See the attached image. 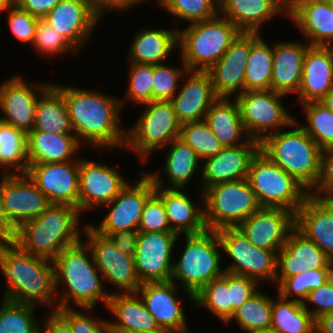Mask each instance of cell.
<instances>
[{
    "label": "cell",
    "instance_id": "obj_1",
    "mask_svg": "<svg viewBox=\"0 0 333 333\" xmlns=\"http://www.w3.org/2000/svg\"><path fill=\"white\" fill-rule=\"evenodd\" d=\"M56 85L63 91L74 134L82 146L106 151L125 148L126 128L120 121L126 100L105 95L97 89Z\"/></svg>",
    "mask_w": 333,
    "mask_h": 333
},
{
    "label": "cell",
    "instance_id": "obj_2",
    "mask_svg": "<svg viewBox=\"0 0 333 333\" xmlns=\"http://www.w3.org/2000/svg\"><path fill=\"white\" fill-rule=\"evenodd\" d=\"M0 272L6 281L2 299L57 310L53 261L25 252L13 241L0 242Z\"/></svg>",
    "mask_w": 333,
    "mask_h": 333
},
{
    "label": "cell",
    "instance_id": "obj_3",
    "mask_svg": "<svg viewBox=\"0 0 333 333\" xmlns=\"http://www.w3.org/2000/svg\"><path fill=\"white\" fill-rule=\"evenodd\" d=\"M53 264L58 308L95 309L99 302L107 306L114 291L105 290L102 274L83 239L62 250Z\"/></svg>",
    "mask_w": 333,
    "mask_h": 333
},
{
    "label": "cell",
    "instance_id": "obj_4",
    "mask_svg": "<svg viewBox=\"0 0 333 333\" xmlns=\"http://www.w3.org/2000/svg\"><path fill=\"white\" fill-rule=\"evenodd\" d=\"M80 216L74 206L51 204L40 216L22 223L13 242L25 252L53 261L62 250L82 239Z\"/></svg>",
    "mask_w": 333,
    "mask_h": 333
},
{
    "label": "cell",
    "instance_id": "obj_5",
    "mask_svg": "<svg viewBox=\"0 0 333 333\" xmlns=\"http://www.w3.org/2000/svg\"><path fill=\"white\" fill-rule=\"evenodd\" d=\"M295 120L289 128L266 136L260 150L309 192L319 180L322 149Z\"/></svg>",
    "mask_w": 333,
    "mask_h": 333
},
{
    "label": "cell",
    "instance_id": "obj_6",
    "mask_svg": "<svg viewBox=\"0 0 333 333\" xmlns=\"http://www.w3.org/2000/svg\"><path fill=\"white\" fill-rule=\"evenodd\" d=\"M185 247L180 259L173 262L171 280L180 286L183 295L194 305V295L225 272L221 265L225 255L216 231L185 235ZM223 254V255H222Z\"/></svg>",
    "mask_w": 333,
    "mask_h": 333
},
{
    "label": "cell",
    "instance_id": "obj_7",
    "mask_svg": "<svg viewBox=\"0 0 333 333\" xmlns=\"http://www.w3.org/2000/svg\"><path fill=\"white\" fill-rule=\"evenodd\" d=\"M241 31L227 18L217 15L178 28V49L188 71H207L228 50Z\"/></svg>",
    "mask_w": 333,
    "mask_h": 333
},
{
    "label": "cell",
    "instance_id": "obj_8",
    "mask_svg": "<svg viewBox=\"0 0 333 333\" xmlns=\"http://www.w3.org/2000/svg\"><path fill=\"white\" fill-rule=\"evenodd\" d=\"M247 180L261 208H281L294 214L309 191L261 150L252 159Z\"/></svg>",
    "mask_w": 333,
    "mask_h": 333
},
{
    "label": "cell",
    "instance_id": "obj_9",
    "mask_svg": "<svg viewBox=\"0 0 333 333\" xmlns=\"http://www.w3.org/2000/svg\"><path fill=\"white\" fill-rule=\"evenodd\" d=\"M142 105L143 111L134 126L126 128L125 148L135 152L139 161L146 164L153 151H161L179 138L181 123L171 101H152Z\"/></svg>",
    "mask_w": 333,
    "mask_h": 333
},
{
    "label": "cell",
    "instance_id": "obj_10",
    "mask_svg": "<svg viewBox=\"0 0 333 333\" xmlns=\"http://www.w3.org/2000/svg\"><path fill=\"white\" fill-rule=\"evenodd\" d=\"M203 196L207 230L238 227L261 208L247 178L208 187Z\"/></svg>",
    "mask_w": 333,
    "mask_h": 333
},
{
    "label": "cell",
    "instance_id": "obj_11",
    "mask_svg": "<svg viewBox=\"0 0 333 333\" xmlns=\"http://www.w3.org/2000/svg\"><path fill=\"white\" fill-rule=\"evenodd\" d=\"M284 96L272 90H260L245 91L234 98L248 137L261 142L266 136L289 128L295 117L284 106Z\"/></svg>",
    "mask_w": 333,
    "mask_h": 333
},
{
    "label": "cell",
    "instance_id": "obj_12",
    "mask_svg": "<svg viewBox=\"0 0 333 333\" xmlns=\"http://www.w3.org/2000/svg\"><path fill=\"white\" fill-rule=\"evenodd\" d=\"M222 253L231 259L225 272L247 276L259 284L265 281L275 283L277 274V254L254 246L238 228H224L216 231Z\"/></svg>",
    "mask_w": 333,
    "mask_h": 333
},
{
    "label": "cell",
    "instance_id": "obj_13",
    "mask_svg": "<svg viewBox=\"0 0 333 333\" xmlns=\"http://www.w3.org/2000/svg\"><path fill=\"white\" fill-rule=\"evenodd\" d=\"M82 234L92 251L104 284L112 285L119 294L136 293L141 283L136 273L134 257L120 252L108 236L95 231L89 223L83 226Z\"/></svg>",
    "mask_w": 333,
    "mask_h": 333
},
{
    "label": "cell",
    "instance_id": "obj_14",
    "mask_svg": "<svg viewBox=\"0 0 333 333\" xmlns=\"http://www.w3.org/2000/svg\"><path fill=\"white\" fill-rule=\"evenodd\" d=\"M139 181L129 182L125 188L108 204L103 219L91 227L98 233L108 236L117 231L137 230L142 210L147 199L155 192L153 180L140 170Z\"/></svg>",
    "mask_w": 333,
    "mask_h": 333
},
{
    "label": "cell",
    "instance_id": "obj_15",
    "mask_svg": "<svg viewBox=\"0 0 333 333\" xmlns=\"http://www.w3.org/2000/svg\"><path fill=\"white\" fill-rule=\"evenodd\" d=\"M79 159L78 211L101 209L129 183L118 168L95 160ZM111 166V167H110Z\"/></svg>",
    "mask_w": 333,
    "mask_h": 333
},
{
    "label": "cell",
    "instance_id": "obj_16",
    "mask_svg": "<svg viewBox=\"0 0 333 333\" xmlns=\"http://www.w3.org/2000/svg\"><path fill=\"white\" fill-rule=\"evenodd\" d=\"M179 239L174 232H139L134 261L141 284L171 280L172 254Z\"/></svg>",
    "mask_w": 333,
    "mask_h": 333
},
{
    "label": "cell",
    "instance_id": "obj_17",
    "mask_svg": "<svg viewBox=\"0 0 333 333\" xmlns=\"http://www.w3.org/2000/svg\"><path fill=\"white\" fill-rule=\"evenodd\" d=\"M0 180L3 212L15 229L51 205L27 174H1Z\"/></svg>",
    "mask_w": 333,
    "mask_h": 333
},
{
    "label": "cell",
    "instance_id": "obj_18",
    "mask_svg": "<svg viewBox=\"0 0 333 333\" xmlns=\"http://www.w3.org/2000/svg\"><path fill=\"white\" fill-rule=\"evenodd\" d=\"M102 17L90 0H60L44 19L80 53Z\"/></svg>",
    "mask_w": 333,
    "mask_h": 333
},
{
    "label": "cell",
    "instance_id": "obj_19",
    "mask_svg": "<svg viewBox=\"0 0 333 333\" xmlns=\"http://www.w3.org/2000/svg\"><path fill=\"white\" fill-rule=\"evenodd\" d=\"M25 80L16 74L0 83V120L27 134L34 127L38 97L51 83L31 85Z\"/></svg>",
    "mask_w": 333,
    "mask_h": 333
},
{
    "label": "cell",
    "instance_id": "obj_20",
    "mask_svg": "<svg viewBox=\"0 0 333 333\" xmlns=\"http://www.w3.org/2000/svg\"><path fill=\"white\" fill-rule=\"evenodd\" d=\"M26 174L51 204H67L78 209L79 160L29 164Z\"/></svg>",
    "mask_w": 333,
    "mask_h": 333
},
{
    "label": "cell",
    "instance_id": "obj_21",
    "mask_svg": "<svg viewBox=\"0 0 333 333\" xmlns=\"http://www.w3.org/2000/svg\"><path fill=\"white\" fill-rule=\"evenodd\" d=\"M250 50L251 33L241 32L223 56L206 71L218 98H235L244 92L245 69Z\"/></svg>",
    "mask_w": 333,
    "mask_h": 333
},
{
    "label": "cell",
    "instance_id": "obj_22",
    "mask_svg": "<svg viewBox=\"0 0 333 333\" xmlns=\"http://www.w3.org/2000/svg\"><path fill=\"white\" fill-rule=\"evenodd\" d=\"M238 228L254 246L279 252L295 228V214L281 208H260Z\"/></svg>",
    "mask_w": 333,
    "mask_h": 333
},
{
    "label": "cell",
    "instance_id": "obj_23",
    "mask_svg": "<svg viewBox=\"0 0 333 333\" xmlns=\"http://www.w3.org/2000/svg\"><path fill=\"white\" fill-rule=\"evenodd\" d=\"M259 150L260 142L250 138L245 144L223 148L215 156L205 159L199 191L219 183L247 178L252 159Z\"/></svg>",
    "mask_w": 333,
    "mask_h": 333
},
{
    "label": "cell",
    "instance_id": "obj_24",
    "mask_svg": "<svg viewBox=\"0 0 333 333\" xmlns=\"http://www.w3.org/2000/svg\"><path fill=\"white\" fill-rule=\"evenodd\" d=\"M180 289L172 280L146 282L140 285L136 293L159 327L189 330L182 300L179 299Z\"/></svg>",
    "mask_w": 333,
    "mask_h": 333
},
{
    "label": "cell",
    "instance_id": "obj_25",
    "mask_svg": "<svg viewBox=\"0 0 333 333\" xmlns=\"http://www.w3.org/2000/svg\"><path fill=\"white\" fill-rule=\"evenodd\" d=\"M287 17L308 39L304 42L333 46V8L326 0H288Z\"/></svg>",
    "mask_w": 333,
    "mask_h": 333
},
{
    "label": "cell",
    "instance_id": "obj_26",
    "mask_svg": "<svg viewBox=\"0 0 333 333\" xmlns=\"http://www.w3.org/2000/svg\"><path fill=\"white\" fill-rule=\"evenodd\" d=\"M186 80L170 100L178 121L183 124L204 120L212 104L218 99L211 78L206 71H187Z\"/></svg>",
    "mask_w": 333,
    "mask_h": 333
},
{
    "label": "cell",
    "instance_id": "obj_27",
    "mask_svg": "<svg viewBox=\"0 0 333 333\" xmlns=\"http://www.w3.org/2000/svg\"><path fill=\"white\" fill-rule=\"evenodd\" d=\"M328 259L312 240L294 228L277 254V274L273 285L277 284L278 287L288 277L325 268Z\"/></svg>",
    "mask_w": 333,
    "mask_h": 333
},
{
    "label": "cell",
    "instance_id": "obj_28",
    "mask_svg": "<svg viewBox=\"0 0 333 333\" xmlns=\"http://www.w3.org/2000/svg\"><path fill=\"white\" fill-rule=\"evenodd\" d=\"M333 89V46H309L303 59L299 103L320 102Z\"/></svg>",
    "mask_w": 333,
    "mask_h": 333
},
{
    "label": "cell",
    "instance_id": "obj_29",
    "mask_svg": "<svg viewBox=\"0 0 333 333\" xmlns=\"http://www.w3.org/2000/svg\"><path fill=\"white\" fill-rule=\"evenodd\" d=\"M295 228L333 259V200L309 194L295 213Z\"/></svg>",
    "mask_w": 333,
    "mask_h": 333
},
{
    "label": "cell",
    "instance_id": "obj_30",
    "mask_svg": "<svg viewBox=\"0 0 333 333\" xmlns=\"http://www.w3.org/2000/svg\"><path fill=\"white\" fill-rule=\"evenodd\" d=\"M184 191L186 192L185 189L180 188L155 187V193L163 200L172 232L178 236L202 233L207 230L203 192H200L199 204H194L189 194Z\"/></svg>",
    "mask_w": 333,
    "mask_h": 333
},
{
    "label": "cell",
    "instance_id": "obj_31",
    "mask_svg": "<svg viewBox=\"0 0 333 333\" xmlns=\"http://www.w3.org/2000/svg\"><path fill=\"white\" fill-rule=\"evenodd\" d=\"M219 15L231 21L241 32L261 33L265 22L287 17L288 0H218ZM263 24V25H262Z\"/></svg>",
    "mask_w": 333,
    "mask_h": 333
},
{
    "label": "cell",
    "instance_id": "obj_32",
    "mask_svg": "<svg viewBox=\"0 0 333 333\" xmlns=\"http://www.w3.org/2000/svg\"><path fill=\"white\" fill-rule=\"evenodd\" d=\"M309 46L299 40L273 43L272 91L297 94L302 81L303 59Z\"/></svg>",
    "mask_w": 333,
    "mask_h": 333
},
{
    "label": "cell",
    "instance_id": "obj_33",
    "mask_svg": "<svg viewBox=\"0 0 333 333\" xmlns=\"http://www.w3.org/2000/svg\"><path fill=\"white\" fill-rule=\"evenodd\" d=\"M165 148L169 150L164 159L163 170H154V172H146V174L153 180L155 187L186 189L197 170L202 173L201 159L189 145L179 138L173 140L168 148ZM164 177H167L170 185H166Z\"/></svg>",
    "mask_w": 333,
    "mask_h": 333
},
{
    "label": "cell",
    "instance_id": "obj_34",
    "mask_svg": "<svg viewBox=\"0 0 333 333\" xmlns=\"http://www.w3.org/2000/svg\"><path fill=\"white\" fill-rule=\"evenodd\" d=\"M178 28L145 27L135 33L129 46L128 63L162 64L178 49Z\"/></svg>",
    "mask_w": 333,
    "mask_h": 333
},
{
    "label": "cell",
    "instance_id": "obj_35",
    "mask_svg": "<svg viewBox=\"0 0 333 333\" xmlns=\"http://www.w3.org/2000/svg\"><path fill=\"white\" fill-rule=\"evenodd\" d=\"M106 308L114 317V321L108 320L112 333H142L159 327L137 293L115 292Z\"/></svg>",
    "mask_w": 333,
    "mask_h": 333
},
{
    "label": "cell",
    "instance_id": "obj_36",
    "mask_svg": "<svg viewBox=\"0 0 333 333\" xmlns=\"http://www.w3.org/2000/svg\"><path fill=\"white\" fill-rule=\"evenodd\" d=\"M26 144L29 164L79 160L77 155L83 147L75 134H56L38 130L27 133Z\"/></svg>",
    "mask_w": 333,
    "mask_h": 333
},
{
    "label": "cell",
    "instance_id": "obj_37",
    "mask_svg": "<svg viewBox=\"0 0 333 333\" xmlns=\"http://www.w3.org/2000/svg\"><path fill=\"white\" fill-rule=\"evenodd\" d=\"M231 99L218 98L204 118L224 148L245 144L250 139L243 126L237 101Z\"/></svg>",
    "mask_w": 333,
    "mask_h": 333
},
{
    "label": "cell",
    "instance_id": "obj_38",
    "mask_svg": "<svg viewBox=\"0 0 333 333\" xmlns=\"http://www.w3.org/2000/svg\"><path fill=\"white\" fill-rule=\"evenodd\" d=\"M33 130L56 133L74 134L70 117L64 102L63 91L51 84L39 95Z\"/></svg>",
    "mask_w": 333,
    "mask_h": 333
},
{
    "label": "cell",
    "instance_id": "obj_39",
    "mask_svg": "<svg viewBox=\"0 0 333 333\" xmlns=\"http://www.w3.org/2000/svg\"><path fill=\"white\" fill-rule=\"evenodd\" d=\"M261 33H251V50L246 63L244 92L271 90L273 44Z\"/></svg>",
    "mask_w": 333,
    "mask_h": 333
},
{
    "label": "cell",
    "instance_id": "obj_40",
    "mask_svg": "<svg viewBox=\"0 0 333 333\" xmlns=\"http://www.w3.org/2000/svg\"><path fill=\"white\" fill-rule=\"evenodd\" d=\"M316 319L303 303L285 299L279 293L272 298L271 327L279 333H315Z\"/></svg>",
    "mask_w": 333,
    "mask_h": 333
},
{
    "label": "cell",
    "instance_id": "obj_41",
    "mask_svg": "<svg viewBox=\"0 0 333 333\" xmlns=\"http://www.w3.org/2000/svg\"><path fill=\"white\" fill-rule=\"evenodd\" d=\"M27 134L0 120V173L26 174Z\"/></svg>",
    "mask_w": 333,
    "mask_h": 333
},
{
    "label": "cell",
    "instance_id": "obj_42",
    "mask_svg": "<svg viewBox=\"0 0 333 333\" xmlns=\"http://www.w3.org/2000/svg\"><path fill=\"white\" fill-rule=\"evenodd\" d=\"M236 321L237 326L245 333L271 327L272 297L261 290L246 300L235 312L228 325Z\"/></svg>",
    "mask_w": 333,
    "mask_h": 333
},
{
    "label": "cell",
    "instance_id": "obj_43",
    "mask_svg": "<svg viewBox=\"0 0 333 333\" xmlns=\"http://www.w3.org/2000/svg\"><path fill=\"white\" fill-rule=\"evenodd\" d=\"M193 306L208 309L225 325L231 318L229 273L224 272L196 293Z\"/></svg>",
    "mask_w": 333,
    "mask_h": 333
},
{
    "label": "cell",
    "instance_id": "obj_44",
    "mask_svg": "<svg viewBox=\"0 0 333 333\" xmlns=\"http://www.w3.org/2000/svg\"><path fill=\"white\" fill-rule=\"evenodd\" d=\"M1 300L0 333H40L41 322L35 314L36 306Z\"/></svg>",
    "mask_w": 333,
    "mask_h": 333
},
{
    "label": "cell",
    "instance_id": "obj_45",
    "mask_svg": "<svg viewBox=\"0 0 333 333\" xmlns=\"http://www.w3.org/2000/svg\"><path fill=\"white\" fill-rule=\"evenodd\" d=\"M307 123L299 126L323 150L333 145V112L321 102L302 104Z\"/></svg>",
    "mask_w": 333,
    "mask_h": 333
},
{
    "label": "cell",
    "instance_id": "obj_46",
    "mask_svg": "<svg viewBox=\"0 0 333 333\" xmlns=\"http://www.w3.org/2000/svg\"><path fill=\"white\" fill-rule=\"evenodd\" d=\"M179 139L189 145L202 162L224 148L205 120L181 124Z\"/></svg>",
    "mask_w": 333,
    "mask_h": 333
},
{
    "label": "cell",
    "instance_id": "obj_47",
    "mask_svg": "<svg viewBox=\"0 0 333 333\" xmlns=\"http://www.w3.org/2000/svg\"><path fill=\"white\" fill-rule=\"evenodd\" d=\"M159 6L177 18L174 24L176 20L189 24L209 20L219 14L218 0H162Z\"/></svg>",
    "mask_w": 333,
    "mask_h": 333
},
{
    "label": "cell",
    "instance_id": "obj_48",
    "mask_svg": "<svg viewBox=\"0 0 333 333\" xmlns=\"http://www.w3.org/2000/svg\"><path fill=\"white\" fill-rule=\"evenodd\" d=\"M326 282V269L308 270L298 275L286 278L277 288L283 298L303 303L310 291ZM293 297V298H292Z\"/></svg>",
    "mask_w": 333,
    "mask_h": 333
},
{
    "label": "cell",
    "instance_id": "obj_49",
    "mask_svg": "<svg viewBox=\"0 0 333 333\" xmlns=\"http://www.w3.org/2000/svg\"><path fill=\"white\" fill-rule=\"evenodd\" d=\"M128 74V85L125 89V99L132 104H142L153 101V65L130 63Z\"/></svg>",
    "mask_w": 333,
    "mask_h": 333
},
{
    "label": "cell",
    "instance_id": "obj_50",
    "mask_svg": "<svg viewBox=\"0 0 333 333\" xmlns=\"http://www.w3.org/2000/svg\"><path fill=\"white\" fill-rule=\"evenodd\" d=\"M181 63L180 68L166 62L153 65V101H170L174 97L188 71L183 61Z\"/></svg>",
    "mask_w": 333,
    "mask_h": 333
},
{
    "label": "cell",
    "instance_id": "obj_51",
    "mask_svg": "<svg viewBox=\"0 0 333 333\" xmlns=\"http://www.w3.org/2000/svg\"><path fill=\"white\" fill-rule=\"evenodd\" d=\"M32 46L39 54L45 55L44 57L62 55L67 52H71L76 57L78 55V51L44 18L38 20Z\"/></svg>",
    "mask_w": 333,
    "mask_h": 333
},
{
    "label": "cell",
    "instance_id": "obj_52",
    "mask_svg": "<svg viewBox=\"0 0 333 333\" xmlns=\"http://www.w3.org/2000/svg\"><path fill=\"white\" fill-rule=\"evenodd\" d=\"M94 310L91 308H57L56 312L70 325L73 333H112L108 320L94 315L92 312Z\"/></svg>",
    "mask_w": 333,
    "mask_h": 333
},
{
    "label": "cell",
    "instance_id": "obj_53",
    "mask_svg": "<svg viewBox=\"0 0 333 333\" xmlns=\"http://www.w3.org/2000/svg\"><path fill=\"white\" fill-rule=\"evenodd\" d=\"M137 230L139 232H172L163 200L155 192L144 204Z\"/></svg>",
    "mask_w": 333,
    "mask_h": 333
},
{
    "label": "cell",
    "instance_id": "obj_54",
    "mask_svg": "<svg viewBox=\"0 0 333 333\" xmlns=\"http://www.w3.org/2000/svg\"><path fill=\"white\" fill-rule=\"evenodd\" d=\"M8 26L12 35L21 43L32 45L39 18L13 4L7 10Z\"/></svg>",
    "mask_w": 333,
    "mask_h": 333
},
{
    "label": "cell",
    "instance_id": "obj_55",
    "mask_svg": "<svg viewBox=\"0 0 333 333\" xmlns=\"http://www.w3.org/2000/svg\"><path fill=\"white\" fill-rule=\"evenodd\" d=\"M259 283L247 276L229 273V296L231 317L234 312L255 293L259 291Z\"/></svg>",
    "mask_w": 333,
    "mask_h": 333
},
{
    "label": "cell",
    "instance_id": "obj_56",
    "mask_svg": "<svg viewBox=\"0 0 333 333\" xmlns=\"http://www.w3.org/2000/svg\"><path fill=\"white\" fill-rule=\"evenodd\" d=\"M309 194L317 198L333 200V145L322 150L319 180Z\"/></svg>",
    "mask_w": 333,
    "mask_h": 333
},
{
    "label": "cell",
    "instance_id": "obj_57",
    "mask_svg": "<svg viewBox=\"0 0 333 333\" xmlns=\"http://www.w3.org/2000/svg\"><path fill=\"white\" fill-rule=\"evenodd\" d=\"M313 306V309L308 305ZM304 308L317 319L321 315L333 311V287L326 281L319 288L309 292L303 302Z\"/></svg>",
    "mask_w": 333,
    "mask_h": 333
},
{
    "label": "cell",
    "instance_id": "obj_58",
    "mask_svg": "<svg viewBox=\"0 0 333 333\" xmlns=\"http://www.w3.org/2000/svg\"><path fill=\"white\" fill-rule=\"evenodd\" d=\"M138 230L117 231L108 235L113 244L123 254L135 257Z\"/></svg>",
    "mask_w": 333,
    "mask_h": 333
},
{
    "label": "cell",
    "instance_id": "obj_59",
    "mask_svg": "<svg viewBox=\"0 0 333 333\" xmlns=\"http://www.w3.org/2000/svg\"><path fill=\"white\" fill-rule=\"evenodd\" d=\"M59 2L60 0H14L19 8L38 18H44Z\"/></svg>",
    "mask_w": 333,
    "mask_h": 333
},
{
    "label": "cell",
    "instance_id": "obj_60",
    "mask_svg": "<svg viewBox=\"0 0 333 333\" xmlns=\"http://www.w3.org/2000/svg\"><path fill=\"white\" fill-rule=\"evenodd\" d=\"M40 333L73 332L70 325L56 311H50L49 315H47V318L45 319V323H41Z\"/></svg>",
    "mask_w": 333,
    "mask_h": 333
},
{
    "label": "cell",
    "instance_id": "obj_61",
    "mask_svg": "<svg viewBox=\"0 0 333 333\" xmlns=\"http://www.w3.org/2000/svg\"><path fill=\"white\" fill-rule=\"evenodd\" d=\"M15 234L16 229L11 225L3 212L0 181V242L13 241Z\"/></svg>",
    "mask_w": 333,
    "mask_h": 333
},
{
    "label": "cell",
    "instance_id": "obj_62",
    "mask_svg": "<svg viewBox=\"0 0 333 333\" xmlns=\"http://www.w3.org/2000/svg\"><path fill=\"white\" fill-rule=\"evenodd\" d=\"M92 4L104 15L107 11L125 12L126 0H90Z\"/></svg>",
    "mask_w": 333,
    "mask_h": 333
},
{
    "label": "cell",
    "instance_id": "obj_63",
    "mask_svg": "<svg viewBox=\"0 0 333 333\" xmlns=\"http://www.w3.org/2000/svg\"><path fill=\"white\" fill-rule=\"evenodd\" d=\"M315 333H333V311L316 319Z\"/></svg>",
    "mask_w": 333,
    "mask_h": 333
},
{
    "label": "cell",
    "instance_id": "obj_64",
    "mask_svg": "<svg viewBox=\"0 0 333 333\" xmlns=\"http://www.w3.org/2000/svg\"><path fill=\"white\" fill-rule=\"evenodd\" d=\"M326 269V281L333 287V259H328Z\"/></svg>",
    "mask_w": 333,
    "mask_h": 333
},
{
    "label": "cell",
    "instance_id": "obj_65",
    "mask_svg": "<svg viewBox=\"0 0 333 333\" xmlns=\"http://www.w3.org/2000/svg\"><path fill=\"white\" fill-rule=\"evenodd\" d=\"M189 330H178V329H172V328H163L158 327L155 330L148 331V332H142V333H188Z\"/></svg>",
    "mask_w": 333,
    "mask_h": 333
},
{
    "label": "cell",
    "instance_id": "obj_66",
    "mask_svg": "<svg viewBox=\"0 0 333 333\" xmlns=\"http://www.w3.org/2000/svg\"><path fill=\"white\" fill-rule=\"evenodd\" d=\"M320 102L333 112V89Z\"/></svg>",
    "mask_w": 333,
    "mask_h": 333
},
{
    "label": "cell",
    "instance_id": "obj_67",
    "mask_svg": "<svg viewBox=\"0 0 333 333\" xmlns=\"http://www.w3.org/2000/svg\"><path fill=\"white\" fill-rule=\"evenodd\" d=\"M148 1H151V0H126V11H129L137 4L140 6V4L147 3ZM156 2L158 3L157 5H160L162 0H156Z\"/></svg>",
    "mask_w": 333,
    "mask_h": 333
},
{
    "label": "cell",
    "instance_id": "obj_68",
    "mask_svg": "<svg viewBox=\"0 0 333 333\" xmlns=\"http://www.w3.org/2000/svg\"><path fill=\"white\" fill-rule=\"evenodd\" d=\"M13 4L14 0H0V13H5Z\"/></svg>",
    "mask_w": 333,
    "mask_h": 333
},
{
    "label": "cell",
    "instance_id": "obj_69",
    "mask_svg": "<svg viewBox=\"0 0 333 333\" xmlns=\"http://www.w3.org/2000/svg\"><path fill=\"white\" fill-rule=\"evenodd\" d=\"M250 333H279V332L276 329L272 328V327H268V328L254 330Z\"/></svg>",
    "mask_w": 333,
    "mask_h": 333
},
{
    "label": "cell",
    "instance_id": "obj_70",
    "mask_svg": "<svg viewBox=\"0 0 333 333\" xmlns=\"http://www.w3.org/2000/svg\"><path fill=\"white\" fill-rule=\"evenodd\" d=\"M328 4L333 8V0H326Z\"/></svg>",
    "mask_w": 333,
    "mask_h": 333
}]
</instances>
